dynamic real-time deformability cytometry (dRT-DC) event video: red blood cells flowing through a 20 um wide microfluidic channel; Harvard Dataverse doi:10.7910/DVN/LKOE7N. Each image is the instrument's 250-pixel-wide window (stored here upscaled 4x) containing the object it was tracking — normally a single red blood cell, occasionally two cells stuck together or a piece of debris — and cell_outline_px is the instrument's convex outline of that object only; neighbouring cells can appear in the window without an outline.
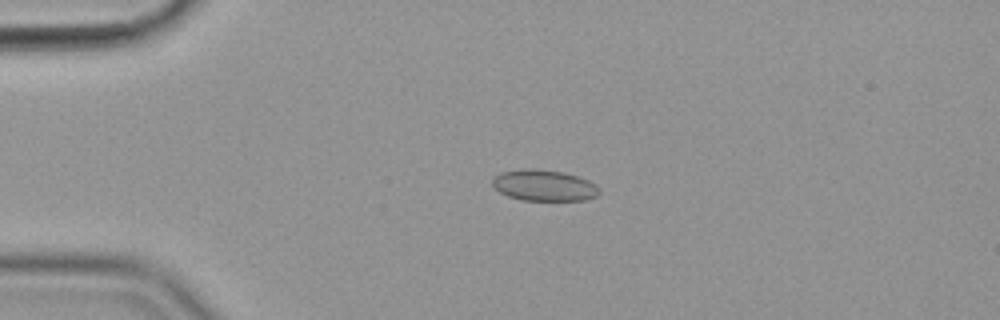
{"species": "common noctule bat (a hibernating species)", "species_latin": "Nyctalus noctula", "temperature_condition": "cold", "stored_images_in_passage": 56, "camera_frame_rate_fps": 3000, "um_per_image_px": 0.085, "animal": {"sex": "female", "body_mass_g": 19.9}, "frame": {"image": 1, "passage_image": 13, "time_ms": 4.0, "image_size_px": [1000, 320], "cell_outline_px": [[600, 192], [596, 196], [584, 200], [520, 200], [508, 196], [500, 192], [492, 184], [492, 176], [500, 172], [528, 168], [564, 172], [588, 180], [596, 184], [600, 188]], "centroid_in_image_um": [46.23, 15.76], "position_along_channel_um": 38.8, "area_um2": 19.42}}
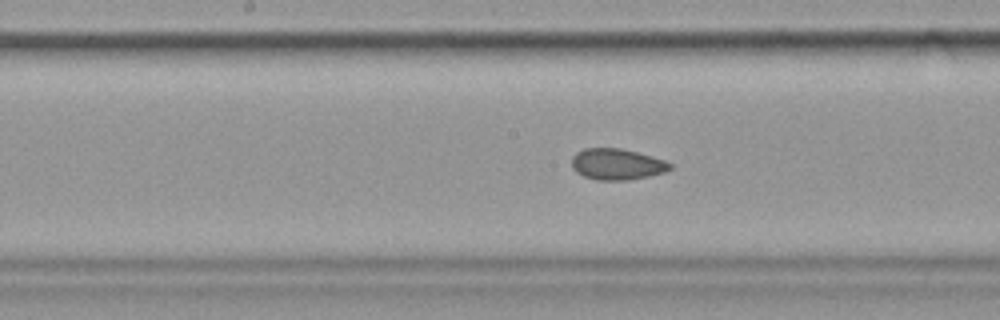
{"frame": {"image": 2, "passage_image": 29, "time_ms": 9.333, "image_size_px": [1000, 320], "cell_outline_px": [[672, 168], [664, 172], [648, 176], [628, 180], [596, 180], [584, 176], [576, 172], [572, 168], [572, 156], [576, 152], [584, 148], [620, 148], [652, 156], [664, 160], [672, 164]], "centroid_in_image_um": [52.42, 13.96], "position_along_channel_um": 195.8, "area_um2": 17.86}}
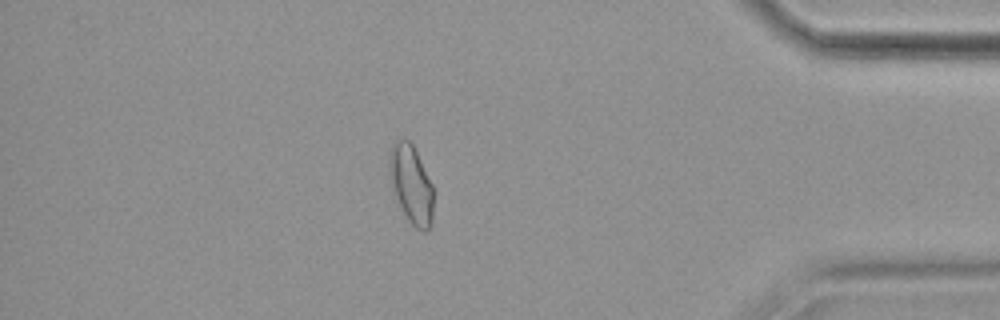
{"frame": {"image": 3, "passage_image": 49, "time_ms": 16.0, "image_size_px": [1000, 320], "cell_outline_px": [[432, 224], [424, 232], [416, 228], [408, 220], [396, 196], [388, 168], [388, 156], [392, 144], [396, 140], [408, 140], [412, 144], [432, 184]], "centroid_in_image_um": [34.94, 15.65], "position_along_channel_um": 400.3, "area_um2": 19.59}, "authors_computed_cell_mechanics": {"area_um2": 18.5827, "velocity_mm_per_s": 3.5709, "shape_relaxation_time_tau1_ms": null, "shape_relaxation_time_tau2_ms": 2.3693, "deformation_change_tau1": null, "deformation_change_tau2": 0.0556}}